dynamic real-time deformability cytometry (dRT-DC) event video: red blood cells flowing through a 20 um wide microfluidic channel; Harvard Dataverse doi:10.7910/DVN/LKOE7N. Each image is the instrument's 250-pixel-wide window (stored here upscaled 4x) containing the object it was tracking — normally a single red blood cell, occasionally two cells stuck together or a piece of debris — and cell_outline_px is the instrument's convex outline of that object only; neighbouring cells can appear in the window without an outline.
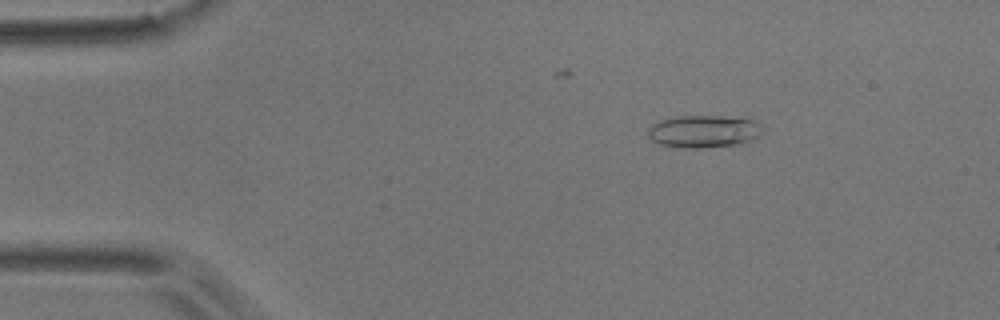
{"species": "common noctule bat (a hibernating species)", "species_latin": "Nyctalus noctula", "temperature_condition": "room temperature", "stored_images_in_passage": 15, "camera_frame_rate_fps": 3000, "um_per_image_px": 0.085, "animal": {"sex": "male", "body_mass_g": 17.9}, "frame": {"image": 1, "passage_image": 7, "time_ms": 2.0, "image_size_px": [1000, 320], "cell_outline_px": [[760, 132], [752, 140], [736, 144], [700, 148], [676, 148], [660, 144], [652, 140], [648, 136], [648, 128], [652, 124], [660, 120], [676, 116], [720, 116], [752, 120], [760, 124]], "centroid_in_image_um": [59.73, 11.17], "position_along_channel_um": 25.3, "area_um2": 21.44}}